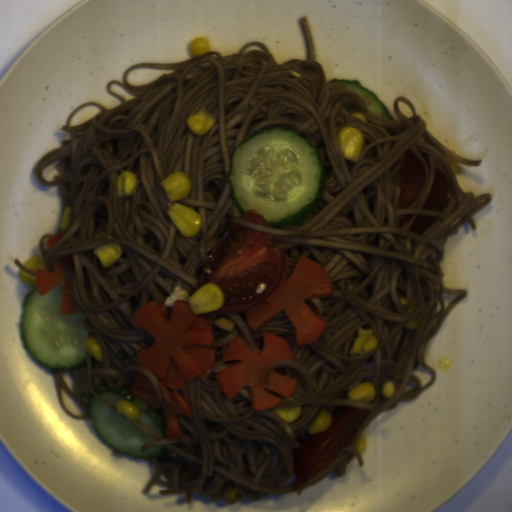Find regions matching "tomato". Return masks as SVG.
<instances>
[{
	"label": "tomato",
	"instance_id": "tomato-3",
	"mask_svg": "<svg viewBox=\"0 0 512 512\" xmlns=\"http://www.w3.org/2000/svg\"><path fill=\"white\" fill-rule=\"evenodd\" d=\"M426 178V165L413 150L403 153L402 168L399 176L400 194L397 207L404 210L419 197Z\"/></svg>",
	"mask_w": 512,
	"mask_h": 512
},
{
	"label": "tomato",
	"instance_id": "tomato-2",
	"mask_svg": "<svg viewBox=\"0 0 512 512\" xmlns=\"http://www.w3.org/2000/svg\"><path fill=\"white\" fill-rule=\"evenodd\" d=\"M368 409L344 408L330 414L329 426L309 433L294 456L297 485H303L331 462L352 440L369 415Z\"/></svg>",
	"mask_w": 512,
	"mask_h": 512
},
{
	"label": "tomato",
	"instance_id": "tomato-7",
	"mask_svg": "<svg viewBox=\"0 0 512 512\" xmlns=\"http://www.w3.org/2000/svg\"><path fill=\"white\" fill-rule=\"evenodd\" d=\"M413 215L411 214H404L400 216V222H399V228H403L411 219Z\"/></svg>",
	"mask_w": 512,
	"mask_h": 512
},
{
	"label": "tomato",
	"instance_id": "tomato-5",
	"mask_svg": "<svg viewBox=\"0 0 512 512\" xmlns=\"http://www.w3.org/2000/svg\"><path fill=\"white\" fill-rule=\"evenodd\" d=\"M433 216H416L408 230L416 234H424L438 219Z\"/></svg>",
	"mask_w": 512,
	"mask_h": 512
},
{
	"label": "tomato",
	"instance_id": "tomato-1",
	"mask_svg": "<svg viewBox=\"0 0 512 512\" xmlns=\"http://www.w3.org/2000/svg\"><path fill=\"white\" fill-rule=\"evenodd\" d=\"M286 251L273 244L269 232L229 222L214 246L196 286H219L224 304L213 314L242 313L264 303L285 272Z\"/></svg>",
	"mask_w": 512,
	"mask_h": 512
},
{
	"label": "tomato",
	"instance_id": "tomato-4",
	"mask_svg": "<svg viewBox=\"0 0 512 512\" xmlns=\"http://www.w3.org/2000/svg\"><path fill=\"white\" fill-rule=\"evenodd\" d=\"M450 185L442 165L434 161L432 187L422 209L427 211H447Z\"/></svg>",
	"mask_w": 512,
	"mask_h": 512
},
{
	"label": "tomato",
	"instance_id": "tomato-6",
	"mask_svg": "<svg viewBox=\"0 0 512 512\" xmlns=\"http://www.w3.org/2000/svg\"><path fill=\"white\" fill-rule=\"evenodd\" d=\"M238 218L259 226L267 228L270 227L268 221L257 210L254 209H249L245 213L241 214Z\"/></svg>",
	"mask_w": 512,
	"mask_h": 512
}]
</instances>
